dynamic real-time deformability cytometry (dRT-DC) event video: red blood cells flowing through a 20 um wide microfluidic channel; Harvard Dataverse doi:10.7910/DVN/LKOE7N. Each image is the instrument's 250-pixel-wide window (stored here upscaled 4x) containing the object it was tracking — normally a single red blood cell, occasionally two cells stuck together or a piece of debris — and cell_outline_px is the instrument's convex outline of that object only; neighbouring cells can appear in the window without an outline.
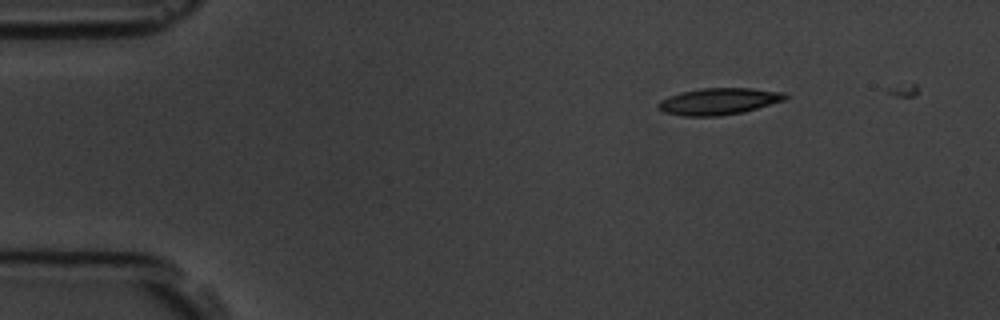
{"species": "common noctule bat (a hibernating species)", "species_latin": "Nyctalus noctula", "temperature_condition": "room temperature", "stored_images_in_passage": 4, "camera_frame_rate_fps": 3000, "um_per_image_px": 0.085, "animal": {"sex": "male", "body_mass_g": 19.5, "forearm_length_mm": 54.6}, "frame": {"image": 1, "passage_image": 1, "time_ms": 0.0, "image_size_px": [1000, 320], "cell_outline_px": [[792, 96], [784, 100], [744, 112], [720, 116], [684, 116], [664, 112], [656, 108], [656, 104], [660, 100], [668, 96], [680, 92], [704, 88], [752, 88], [784, 92]], "centroid_in_image_um": [61.09, 8.61], "position_along_channel_um": 23.9, "area_um2": 19.94}}